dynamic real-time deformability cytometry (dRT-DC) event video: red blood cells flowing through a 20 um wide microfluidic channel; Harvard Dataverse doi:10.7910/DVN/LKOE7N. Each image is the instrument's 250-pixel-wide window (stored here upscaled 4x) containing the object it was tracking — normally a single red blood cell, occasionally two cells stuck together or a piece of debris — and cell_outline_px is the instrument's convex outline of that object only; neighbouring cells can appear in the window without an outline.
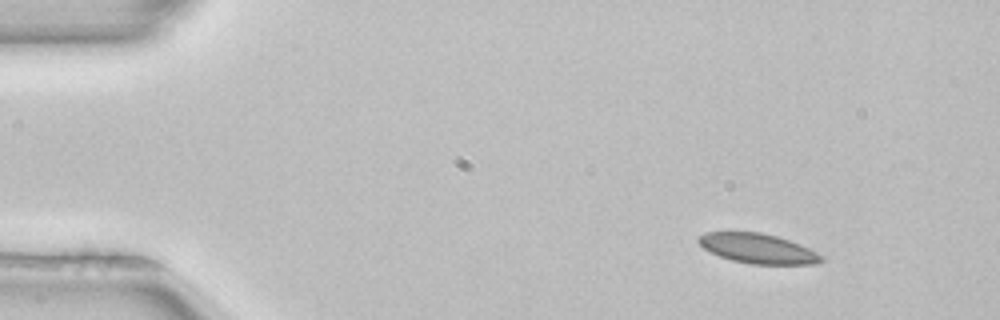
{"species": "common noctule bat (a hibernating species)", "species_latin": "Nyctalus noctula", "temperature_condition": "room temperature", "stored_images_in_passage": 3, "camera_frame_rate_fps": 3000, "um_per_image_px": 0.085, "animal": {"sex": "female", "body_mass_g": 22.7, "forearm_length_mm": 54.2}, "frame": {"image": 1, "passage_image": 1, "time_ms": 0.0, "image_size_px": [1000, 320], "cell_outline_px": [[824, 260], [816, 264], [752, 264], [732, 260], [720, 256], [704, 248], [696, 240], [704, 232], [760, 232], [776, 236], [788, 240], [808, 248], [824, 256]], "centroid_in_image_um": [64.42, 21.12], "position_along_channel_um": 20.6, "area_um2": 21.1}}
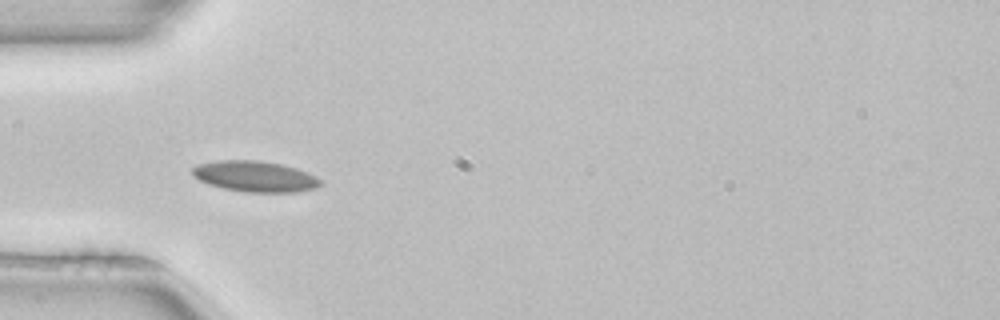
{"frame": {"image": 2, "passage_image": 3, "time_ms": 0.667, "image_size_px": [1000, 320], "cell_outline_px": [[324, 184], [316, 188], [296, 192], [244, 192], [224, 188], [208, 184], [192, 176], [192, 168], [200, 164], [216, 160], [256, 160], [280, 164], [296, 168], [308, 172], [316, 176]], "centroid_in_image_um": [21.69, 15.0], "position_along_channel_um": 63.3, "area_um2": 23.06}}